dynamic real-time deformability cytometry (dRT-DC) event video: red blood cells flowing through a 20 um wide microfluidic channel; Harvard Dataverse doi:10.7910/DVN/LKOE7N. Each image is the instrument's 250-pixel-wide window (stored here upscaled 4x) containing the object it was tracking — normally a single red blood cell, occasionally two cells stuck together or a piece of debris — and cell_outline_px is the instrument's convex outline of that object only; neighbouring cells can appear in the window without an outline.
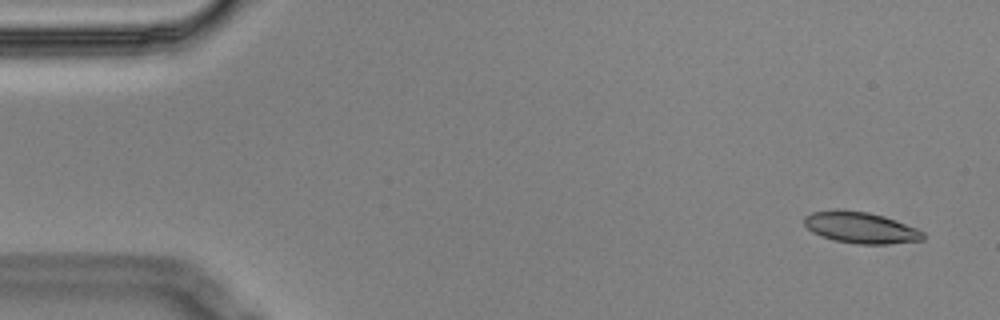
{"species": "Egyptian fruit bat (a non-hibernating species)", "species_latin": "Rousettus aegyptiacus", "temperature_condition": "cold", "stored_images_in_passage": 5, "camera_frame_rate_fps": 3000, "um_per_image_px": 0.085, "animal": {"sex": "male"}, "frame": {"image": 1, "passage_image": 1, "time_ms": 0.0, "image_size_px": [1000, 320], "cell_outline_px": [[924, 240], [888, 244], [856, 244], [836, 240], [812, 232], [804, 224], [804, 216], [812, 212], [836, 208], [868, 212], [884, 216], [916, 228], [924, 232]], "centroid_in_image_um": [73.15, 19.33], "position_along_channel_um": 11.9, "area_um2": 21.73}}